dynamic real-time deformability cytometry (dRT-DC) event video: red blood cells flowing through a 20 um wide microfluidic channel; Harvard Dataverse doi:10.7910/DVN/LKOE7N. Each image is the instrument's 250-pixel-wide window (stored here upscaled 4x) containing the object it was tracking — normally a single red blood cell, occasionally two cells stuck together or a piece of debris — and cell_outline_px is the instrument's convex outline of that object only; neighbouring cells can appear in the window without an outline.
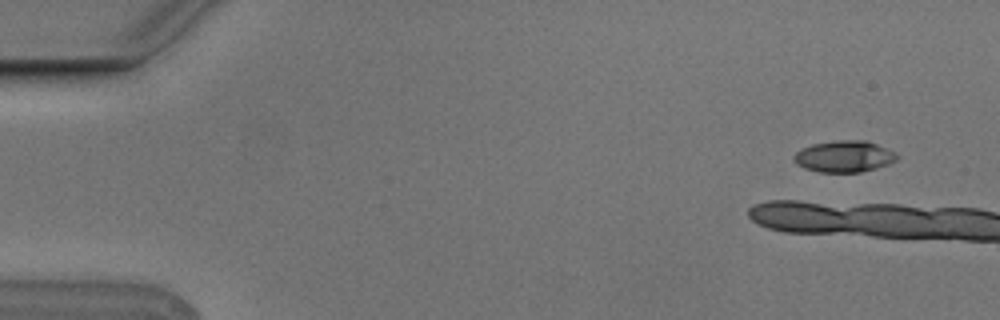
{"species": "Egyptian fruit bat (a non-hibernating species)", "species_latin": "Rousettus aegyptiacus", "temperature_condition": "cold", "stored_images_in_passage": 7, "camera_frame_rate_fps": 3000, "um_per_image_px": 0.085, "animal": {"sex": "male"}, "frame": {"image": 1, "passage_image": 2, "time_ms": 0.333, "image_size_px": [1000, 320], "cell_outline_px": [[900, 156], [896, 160], [888, 164], [876, 168], [860, 172], [820, 172], [804, 168], [796, 164], [792, 160], [792, 156], [800, 148], [812, 144], [836, 140], [864, 140], [876, 144]], "centroid_in_image_um": [71.69, 13.3], "position_along_channel_um": 13.3, "area_um2": 18.9}}
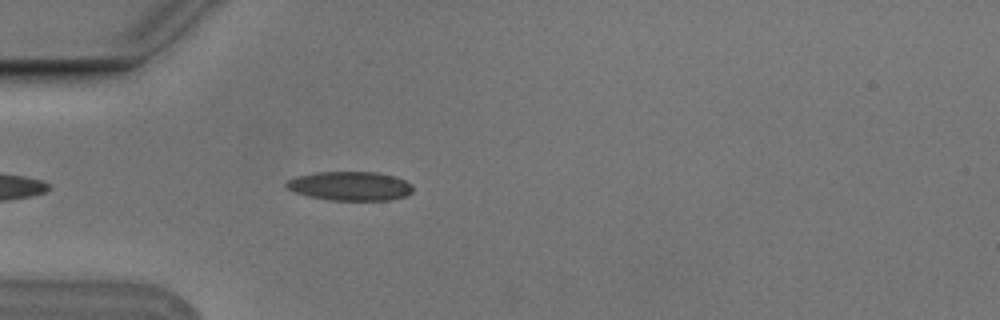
{"frame": {"image": 2, "passage_image": 7, "time_ms": 2.0, "image_size_px": [1000, 320], "cell_outline_px": [[412, 192], [404, 196], [392, 200], [328, 200], [308, 196], [296, 192], [288, 188], [284, 184], [288, 180], [296, 176], [316, 172], [376, 172], [396, 176], [412, 184]], "centroid_in_image_um": [29.77, 15.81], "position_along_channel_um": 55.2, "area_um2": 21.44}}